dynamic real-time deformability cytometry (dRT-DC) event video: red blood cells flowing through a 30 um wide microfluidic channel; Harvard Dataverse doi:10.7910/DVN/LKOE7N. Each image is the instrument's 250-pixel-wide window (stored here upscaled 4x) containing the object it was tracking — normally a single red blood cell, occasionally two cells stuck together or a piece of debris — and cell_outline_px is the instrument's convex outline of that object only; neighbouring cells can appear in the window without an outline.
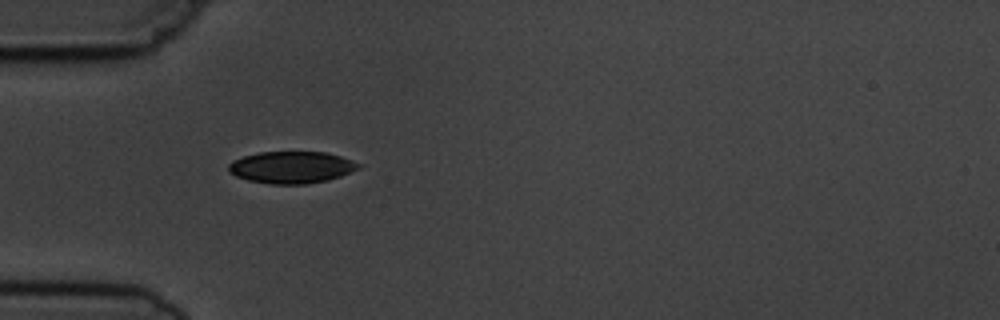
{"species": "common noctule bat (a hibernating species)", "species_latin": "Nyctalus noctula", "temperature_condition": "cold", "stored_images_in_passage": 2, "camera_frame_rate_fps": 3000, "um_per_image_px": 0.085, "animal": {"sex": "male", "body_mass_g": 19.5, "forearm_length_mm": 54.6}, "frame": {"image": 1, "passage_image": 1, "time_ms": 0.0, "image_size_px": [1000, 320], "cell_outline_px": [[364, 164], [360, 168], [340, 176], [328, 180], [304, 184], [272, 184], [248, 180], [236, 176], [228, 172], [228, 164], [232, 160], [244, 156], [260, 152], [324, 152], [340, 156]], "centroid_in_image_um": [24.78, 14.22], "position_along_channel_um": 60.2, "area_um2": 24.22}}
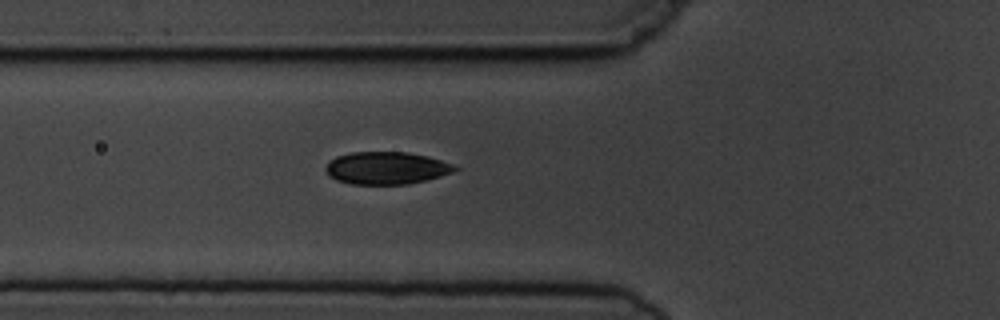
{"frame": {"image": 2, "passage_image": 2, "time_ms": 1.0, "image_size_px": [1000, 320], "cell_outline_px": [[460, 168], [452, 172], [440, 176], [408, 184], [352, 184], [336, 180], [328, 176], [324, 168], [328, 160], [336, 156], [352, 152], [408, 152], [428, 156], [452, 164]], "centroid_in_image_um": [32.79, 14.28], "position_along_channel_um": 93.0, "area_um2": 24.51}}